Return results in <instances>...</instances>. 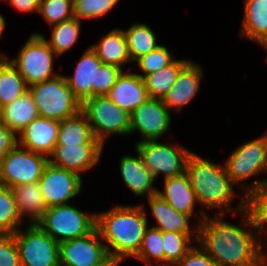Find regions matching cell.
<instances>
[{
	"mask_svg": "<svg viewBox=\"0 0 267 266\" xmlns=\"http://www.w3.org/2000/svg\"><path fill=\"white\" fill-rule=\"evenodd\" d=\"M240 214V225L222 220L226 215H206L197 225L196 244L218 266H266L262 234L248 230V227L255 228L245 210Z\"/></svg>",
	"mask_w": 267,
	"mask_h": 266,
	"instance_id": "obj_1",
	"label": "cell"
},
{
	"mask_svg": "<svg viewBox=\"0 0 267 266\" xmlns=\"http://www.w3.org/2000/svg\"><path fill=\"white\" fill-rule=\"evenodd\" d=\"M144 205H116L96 213V228L110 259L119 266L128 257L134 258L142 245L148 228Z\"/></svg>",
	"mask_w": 267,
	"mask_h": 266,
	"instance_id": "obj_2",
	"label": "cell"
},
{
	"mask_svg": "<svg viewBox=\"0 0 267 266\" xmlns=\"http://www.w3.org/2000/svg\"><path fill=\"white\" fill-rule=\"evenodd\" d=\"M185 173L199 205L212 210L218 209L216 214L222 215L236 214L244 210L243 194L239 196V203L232 207L237 194L224 163L222 166L211 162L193 151L187 159Z\"/></svg>",
	"mask_w": 267,
	"mask_h": 266,
	"instance_id": "obj_3",
	"label": "cell"
},
{
	"mask_svg": "<svg viewBox=\"0 0 267 266\" xmlns=\"http://www.w3.org/2000/svg\"><path fill=\"white\" fill-rule=\"evenodd\" d=\"M224 166L232 183L235 186L240 185L243 189L244 196L258 187L267 178L251 181V183H247V179L263 172L267 175V132L238 146L228 156Z\"/></svg>",
	"mask_w": 267,
	"mask_h": 266,
	"instance_id": "obj_4",
	"label": "cell"
},
{
	"mask_svg": "<svg viewBox=\"0 0 267 266\" xmlns=\"http://www.w3.org/2000/svg\"><path fill=\"white\" fill-rule=\"evenodd\" d=\"M28 91L34 99L40 117L63 121L81 111L82 103L69 88L62 74L31 84Z\"/></svg>",
	"mask_w": 267,
	"mask_h": 266,
	"instance_id": "obj_5",
	"label": "cell"
},
{
	"mask_svg": "<svg viewBox=\"0 0 267 266\" xmlns=\"http://www.w3.org/2000/svg\"><path fill=\"white\" fill-rule=\"evenodd\" d=\"M37 225L60 244L91 233L96 228V212L86 214L70 203L51 206Z\"/></svg>",
	"mask_w": 267,
	"mask_h": 266,
	"instance_id": "obj_6",
	"label": "cell"
},
{
	"mask_svg": "<svg viewBox=\"0 0 267 266\" xmlns=\"http://www.w3.org/2000/svg\"><path fill=\"white\" fill-rule=\"evenodd\" d=\"M93 136L104 146L111 135H130L131 115L105 96H92L82 102Z\"/></svg>",
	"mask_w": 267,
	"mask_h": 266,
	"instance_id": "obj_7",
	"label": "cell"
},
{
	"mask_svg": "<svg viewBox=\"0 0 267 266\" xmlns=\"http://www.w3.org/2000/svg\"><path fill=\"white\" fill-rule=\"evenodd\" d=\"M54 57L59 56L49 47L44 35L34 32L27 38L18 55L10 62L30 86L59 75L53 69Z\"/></svg>",
	"mask_w": 267,
	"mask_h": 266,
	"instance_id": "obj_8",
	"label": "cell"
},
{
	"mask_svg": "<svg viewBox=\"0 0 267 266\" xmlns=\"http://www.w3.org/2000/svg\"><path fill=\"white\" fill-rule=\"evenodd\" d=\"M48 163L47 156L16 143L0 160V184L13 188L38 182Z\"/></svg>",
	"mask_w": 267,
	"mask_h": 266,
	"instance_id": "obj_9",
	"label": "cell"
},
{
	"mask_svg": "<svg viewBox=\"0 0 267 266\" xmlns=\"http://www.w3.org/2000/svg\"><path fill=\"white\" fill-rule=\"evenodd\" d=\"M135 150L155 179L160 174H163L164 179L183 175L187 159L192 153L180 144H164L158 140L138 142Z\"/></svg>",
	"mask_w": 267,
	"mask_h": 266,
	"instance_id": "obj_10",
	"label": "cell"
},
{
	"mask_svg": "<svg viewBox=\"0 0 267 266\" xmlns=\"http://www.w3.org/2000/svg\"><path fill=\"white\" fill-rule=\"evenodd\" d=\"M13 236L21 266H60L59 243L37 224H27Z\"/></svg>",
	"mask_w": 267,
	"mask_h": 266,
	"instance_id": "obj_11",
	"label": "cell"
},
{
	"mask_svg": "<svg viewBox=\"0 0 267 266\" xmlns=\"http://www.w3.org/2000/svg\"><path fill=\"white\" fill-rule=\"evenodd\" d=\"M60 266H117L97 228L84 237L59 244Z\"/></svg>",
	"mask_w": 267,
	"mask_h": 266,
	"instance_id": "obj_12",
	"label": "cell"
},
{
	"mask_svg": "<svg viewBox=\"0 0 267 266\" xmlns=\"http://www.w3.org/2000/svg\"><path fill=\"white\" fill-rule=\"evenodd\" d=\"M130 135L139 131L143 141L159 140L170 130L171 112L162 99L149 98L131 113Z\"/></svg>",
	"mask_w": 267,
	"mask_h": 266,
	"instance_id": "obj_13",
	"label": "cell"
},
{
	"mask_svg": "<svg viewBox=\"0 0 267 266\" xmlns=\"http://www.w3.org/2000/svg\"><path fill=\"white\" fill-rule=\"evenodd\" d=\"M47 208L69 204V200L81 194L82 177L77 173L48 163L38 181Z\"/></svg>",
	"mask_w": 267,
	"mask_h": 266,
	"instance_id": "obj_14",
	"label": "cell"
},
{
	"mask_svg": "<svg viewBox=\"0 0 267 266\" xmlns=\"http://www.w3.org/2000/svg\"><path fill=\"white\" fill-rule=\"evenodd\" d=\"M104 146L101 143L56 145L48 160L54 166L77 173L93 169L101 159Z\"/></svg>",
	"mask_w": 267,
	"mask_h": 266,
	"instance_id": "obj_15",
	"label": "cell"
},
{
	"mask_svg": "<svg viewBox=\"0 0 267 266\" xmlns=\"http://www.w3.org/2000/svg\"><path fill=\"white\" fill-rule=\"evenodd\" d=\"M60 121L38 116L17 136V144L49 158L56 146Z\"/></svg>",
	"mask_w": 267,
	"mask_h": 266,
	"instance_id": "obj_16",
	"label": "cell"
},
{
	"mask_svg": "<svg viewBox=\"0 0 267 266\" xmlns=\"http://www.w3.org/2000/svg\"><path fill=\"white\" fill-rule=\"evenodd\" d=\"M201 64L192 60L180 71L178 77L164 97L165 106L171 111L180 112L196 96L203 78Z\"/></svg>",
	"mask_w": 267,
	"mask_h": 266,
	"instance_id": "obj_17",
	"label": "cell"
},
{
	"mask_svg": "<svg viewBox=\"0 0 267 266\" xmlns=\"http://www.w3.org/2000/svg\"><path fill=\"white\" fill-rule=\"evenodd\" d=\"M163 188V191L158 189L157 194L176 211L189 215L190 217L195 216L198 221L196 223L197 225L208 214L203 209L198 211L200 213L194 211L195 205L199 203L186 173L178 177L164 179Z\"/></svg>",
	"mask_w": 267,
	"mask_h": 266,
	"instance_id": "obj_18",
	"label": "cell"
},
{
	"mask_svg": "<svg viewBox=\"0 0 267 266\" xmlns=\"http://www.w3.org/2000/svg\"><path fill=\"white\" fill-rule=\"evenodd\" d=\"M102 61L88 46L77 61L73 75H64L69 88L82 103L85 99L96 96V77Z\"/></svg>",
	"mask_w": 267,
	"mask_h": 266,
	"instance_id": "obj_19",
	"label": "cell"
},
{
	"mask_svg": "<svg viewBox=\"0 0 267 266\" xmlns=\"http://www.w3.org/2000/svg\"><path fill=\"white\" fill-rule=\"evenodd\" d=\"M135 152L137 153L136 157L126 154L120 158V174L124 184L133 192V195L146 196L148 199L158 193V189L153 186L156 179L144 165L138 151L135 150Z\"/></svg>",
	"mask_w": 267,
	"mask_h": 266,
	"instance_id": "obj_20",
	"label": "cell"
},
{
	"mask_svg": "<svg viewBox=\"0 0 267 266\" xmlns=\"http://www.w3.org/2000/svg\"><path fill=\"white\" fill-rule=\"evenodd\" d=\"M106 96L129 113L149 99L144 79L137 73L125 70Z\"/></svg>",
	"mask_w": 267,
	"mask_h": 266,
	"instance_id": "obj_21",
	"label": "cell"
},
{
	"mask_svg": "<svg viewBox=\"0 0 267 266\" xmlns=\"http://www.w3.org/2000/svg\"><path fill=\"white\" fill-rule=\"evenodd\" d=\"M149 208L157 224L153 227L160 229L162 232H177L184 234H197L198 226L191 227V217L173 209L158 194L148 199Z\"/></svg>",
	"mask_w": 267,
	"mask_h": 266,
	"instance_id": "obj_22",
	"label": "cell"
},
{
	"mask_svg": "<svg viewBox=\"0 0 267 266\" xmlns=\"http://www.w3.org/2000/svg\"><path fill=\"white\" fill-rule=\"evenodd\" d=\"M90 47L102 61V64L113 65L124 70L125 65L129 61L131 63L126 35L124 30L120 28H113L108 31L99 42Z\"/></svg>",
	"mask_w": 267,
	"mask_h": 266,
	"instance_id": "obj_23",
	"label": "cell"
},
{
	"mask_svg": "<svg viewBox=\"0 0 267 266\" xmlns=\"http://www.w3.org/2000/svg\"><path fill=\"white\" fill-rule=\"evenodd\" d=\"M39 116L29 91L0 109V121L16 136Z\"/></svg>",
	"mask_w": 267,
	"mask_h": 266,
	"instance_id": "obj_24",
	"label": "cell"
},
{
	"mask_svg": "<svg viewBox=\"0 0 267 266\" xmlns=\"http://www.w3.org/2000/svg\"><path fill=\"white\" fill-rule=\"evenodd\" d=\"M11 189L14 193L16 207L22 221L26 222L27 220L30 222L29 224H37L47 209L39 183L23 184ZM25 217L27 218L26 220Z\"/></svg>",
	"mask_w": 267,
	"mask_h": 266,
	"instance_id": "obj_25",
	"label": "cell"
},
{
	"mask_svg": "<svg viewBox=\"0 0 267 266\" xmlns=\"http://www.w3.org/2000/svg\"><path fill=\"white\" fill-rule=\"evenodd\" d=\"M241 36L262 47L267 42V0H244Z\"/></svg>",
	"mask_w": 267,
	"mask_h": 266,
	"instance_id": "obj_26",
	"label": "cell"
},
{
	"mask_svg": "<svg viewBox=\"0 0 267 266\" xmlns=\"http://www.w3.org/2000/svg\"><path fill=\"white\" fill-rule=\"evenodd\" d=\"M100 143L92 134L86 115L80 111L72 117L60 121L56 145Z\"/></svg>",
	"mask_w": 267,
	"mask_h": 266,
	"instance_id": "obj_27",
	"label": "cell"
},
{
	"mask_svg": "<svg viewBox=\"0 0 267 266\" xmlns=\"http://www.w3.org/2000/svg\"><path fill=\"white\" fill-rule=\"evenodd\" d=\"M28 85L4 53H0V109L21 97Z\"/></svg>",
	"mask_w": 267,
	"mask_h": 266,
	"instance_id": "obj_28",
	"label": "cell"
},
{
	"mask_svg": "<svg viewBox=\"0 0 267 266\" xmlns=\"http://www.w3.org/2000/svg\"><path fill=\"white\" fill-rule=\"evenodd\" d=\"M187 59H175L170 65L147 75L144 78L149 98L164 99L175 83L180 71L190 62Z\"/></svg>",
	"mask_w": 267,
	"mask_h": 266,
	"instance_id": "obj_29",
	"label": "cell"
},
{
	"mask_svg": "<svg viewBox=\"0 0 267 266\" xmlns=\"http://www.w3.org/2000/svg\"><path fill=\"white\" fill-rule=\"evenodd\" d=\"M244 210L256 229L255 232L261 233L265 238L267 236V179L245 194Z\"/></svg>",
	"mask_w": 267,
	"mask_h": 266,
	"instance_id": "obj_30",
	"label": "cell"
},
{
	"mask_svg": "<svg viewBox=\"0 0 267 266\" xmlns=\"http://www.w3.org/2000/svg\"><path fill=\"white\" fill-rule=\"evenodd\" d=\"M127 39L128 52L131 62L134 63L140 57L148 54L160 44L153 30L145 23H136L124 30Z\"/></svg>",
	"mask_w": 267,
	"mask_h": 266,
	"instance_id": "obj_31",
	"label": "cell"
},
{
	"mask_svg": "<svg viewBox=\"0 0 267 266\" xmlns=\"http://www.w3.org/2000/svg\"><path fill=\"white\" fill-rule=\"evenodd\" d=\"M51 27V39H45L49 47L60 57L69 51L78 41L81 21L73 17Z\"/></svg>",
	"mask_w": 267,
	"mask_h": 266,
	"instance_id": "obj_32",
	"label": "cell"
},
{
	"mask_svg": "<svg viewBox=\"0 0 267 266\" xmlns=\"http://www.w3.org/2000/svg\"><path fill=\"white\" fill-rule=\"evenodd\" d=\"M164 247V266H174L193 247L197 234L162 232ZM194 240V241H193Z\"/></svg>",
	"mask_w": 267,
	"mask_h": 266,
	"instance_id": "obj_33",
	"label": "cell"
},
{
	"mask_svg": "<svg viewBox=\"0 0 267 266\" xmlns=\"http://www.w3.org/2000/svg\"><path fill=\"white\" fill-rule=\"evenodd\" d=\"M23 223L12 189L0 184V234H14Z\"/></svg>",
	"mask_w": 267,
	"mask_h": 266,
	"instance_id": "obj_34",
	"label": "cell"
},
{
	"mask_svg": "<svg viewBox=\"0 0 267 266\" xmlns=\"http://www.w3.org/2000/svg\"><path fill=\"white\" fill-rule=\"evenodd\" d=\"M162 231L155 227L147 228L138 254L134 257L147 266H164ZM154 261V262H153ZM158 264V265H157Z\"/></svg>",
	"mask_w": 267,
	"mask_h": 266,
	"instance_id": "obj_35",
	"label": "cell"
},
{
	"mask_svg": "<svg viewBox=\"0 0 267 266\" xmlns=\"http://www.w3.org/2000/svg\"><path fill=\"white\" fill-rule=\"evenodd\" d=\"M38 13L52 26L74 17V3L73 0H41Z\"/></svg>",
	"mask_w": 267,
	"mask_h": 266,
	"instance_id": "obj_36",
	"label": "cell"
},
{
	"mask_svg": "<svg viewBox=\"0 0 267 266\" xmlns=\"http://www.w3.org/2000/svg\"><path fill=\"white\" fill-rule=\"evenodd\" d=\"M176 58L165 45H159L148 54L140 57L134 63L144 74L137 73L141 78H145L163 67L170 65Z\"/></svg>",
	"mask_w": 267,
	"mask_h": 266,
	"instance_id": "obj_37",
	"label": "cell"
},
{
	"mask_svg": "<svg viewBox=\"0 0 267 266\" xmlns=\"http://www.w3.org/2000/svg\"><path fill=\"white\" fill-rule=\"evenodd\" d=\"M120 0H73L74 17L95 19L106 15Z\"/></svg>",
	"mask_w": 267,
	"mask_h": 266,
	"instance_id": "obj_38",
	"label": "cell"
},
{
	"mask_svg": "<svg viewBox=\"0 0 267 266\" xmlns=\"http://www.w3.org/2000/svg\"><path fill=\"white\" fill-rule=\"evenodd\" d=\"M122 71L119 67L101 64L96 77V96L107 95Z\"/></svg>",
	"mask_w": 267,
	"mask_h": 266,
	"instance_id": "obj_39",
	"label": "cell"
},
{
	"mask_svg": "<svg viewBox=\"0 0 267 266\" xmlns=\"http://www.w3.org/2000/svg\"><path fill=\"white\" fill-rule=\"evenodd\" d=\"M0 266H21L13 234H0Z\"/></svg>",
	"mask_w": 267,
	"mask_h": 266,
	"instance_id": "obj_40",
	"label": "cell"
},
{
	"mask_svg": "<svg viewBox=\"0 0 267 266\" xmlns=\"http://www.w3.org/2000/svg\"><path fill=\"white\" fill-rule=\"evenodd\" d=\"M198 246V247H197ZM174 266H218L199 246H193Z\"/></svg>",
	"mask_w": 267,
	"mask_h": 266,
	"instance_id": "obj_41",
	"label": "cell"
},
{
	"mask_svg": "<svg viewBox=\"0 0 267 266\" xmlns=\"http://www.w3.org/2000/svg\"><path fill=\"white\" fill-rule=\"evenodd\" d=\"M17 143V136L0 121V160Z\"/></svg>",
	"mask_w": 267,
	"mask_h": 266,
	"instance_id": "obj_42",
	"label": "cell"
},
{
	"mask_svg": "<svg viewBox=\"0 0 267 266\" xmlns=\"http://www.w3.org/2000/svg\"><path fill=\"white\" fill-rule=\"evenodd\" d=\"M41 0H9L10 6L19 12H36L39 11V3Z\"/></svg>",
	"mask_w": 267,
	"mask_h": 266,
	"instance_id": "obj_43",
	"label": "cell"
},
{
	"mask_svg": "<svg viewBox=\"0 0 267 266\" xmlns=\"http://www.w3.org/2000/svg\"><path fill=\"white\" fill-rule=\"evenodd\" d=\"M6 28V21L5 18L3 17V14L0 13V38H3V33L5 31Z\"/></svg>",
	"mask_w": 267,
	"mask_h": 266,
	"instance_id": "obj_44",
	"label": "cell"
},
{
	"mask_svg": "<svg viewBox=\"0 0 267 266\" xmlns=\"http://www.w3.org/2000/svg\"><path fill=\"white\" fill-rule=\"evenodd\" d=\"M264 240L267 241V236H266V238ZM266 244L267 243H265V252H266V254H265V261H266V266H267V246H266Z\"/></svg>",
	"mask_w": 267,
	"mask_h": 266,
	"instance_id": "obj_45",
	"label": "cell"
},
{
	"mask_svg": "<svg viewBox=\"0 0 267 266\" xmlns=\"http://www.w3.org/2000/svg\"><path fill=\"white\" fill-rule=\"evenodd\" d=\"M262 47L267 51V42Z\"/></svg>",
	"mask_w": 267,
	"mask_h": 266,
	"instance_id": "obj_46",
	"label": "cell"
}]
</instances>
